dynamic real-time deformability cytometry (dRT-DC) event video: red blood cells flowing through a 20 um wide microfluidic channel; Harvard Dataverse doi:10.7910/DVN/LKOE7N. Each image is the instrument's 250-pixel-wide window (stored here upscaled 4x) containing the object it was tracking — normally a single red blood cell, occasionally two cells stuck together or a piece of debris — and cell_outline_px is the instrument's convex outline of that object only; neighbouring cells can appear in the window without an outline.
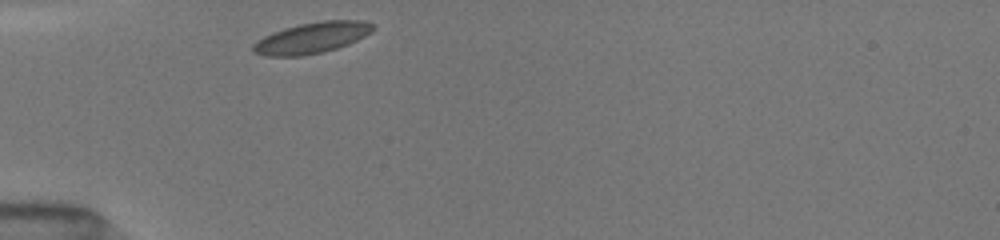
{"species": "common noctule bat (a hibernating species)", "species_latin": "Nyctalus noctula", "temperature_condition": "room temperature", "stored_images_in_passage": 29, "camera_frame_rate_fps": 3000, "um_per_image_px": 0.085, "animal": {"sex": "female", "body_mass_g": 19.5, "forearm_length_mm": 54.1}, "frame": {"image": 1, "passage_image": 1, "time_ms": 0.0, "image_size_px": [1000, 240], "cell_outline_px": [[376, 28], [372, 32], [348, 44], [324, 52], [300, 56], [268, 56], [252, 52], [252, 44], [256, 40], [272, 32], [284, 28], [300, 24], [324, 20], [360, 20], [372, 24]], "centroid_in_image_um": [26.49, 3.21], "position_along_channel_um": 58.5, "area_um2": 21.68}}
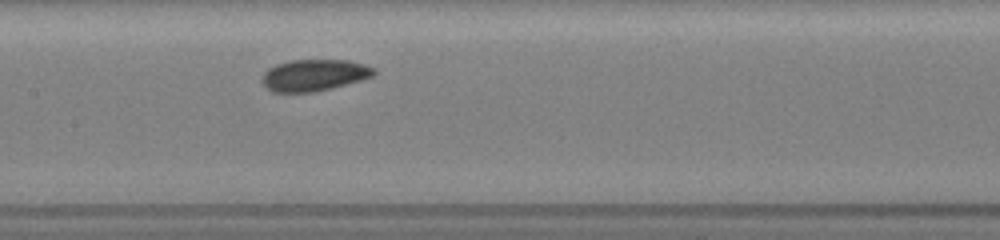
{"frame": {"image": 2, "passage_image": 11, "time_ms": 3.333, "image_size_px": [1000, 240], "cell_outline_px": [[376, 72], [372, 76], [360, 80], [332, 88], [316, 92], [272, 92], [260, 80], [264, 72], [268, 68], [276, 64], [292, 60], [348, 60], [364, 64], [376, 68]], "centroid_in_image_um": [26.69, 6.38], "position_along_channel_um": 180.7, "area_um2": 20.63}}
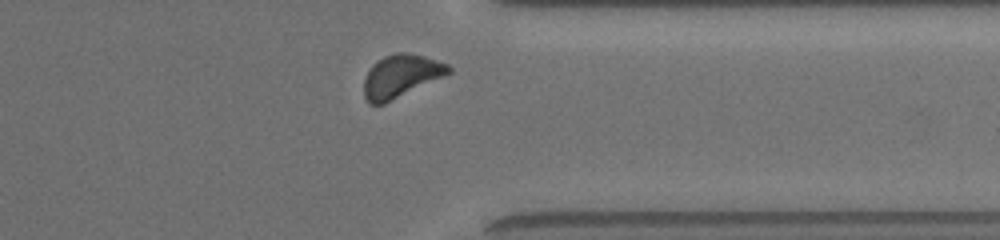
{"frame": {"image": 3, "passage_image": 26, "time_ms": 8.333, "image_size_px": [1000, 240], "cell_outline_px": [[452, 72], [444, 76], [384, 104], [368, 104], [364, 96], [364, 80], [372, 64], [376, 60], [384, 56], [396, 52], [404, 52], [424, 56], [448, 64], [452, 68]], "centroid_in_image_um": [34.06, 6.46], "position_along_channel_um": 377.3, "area_um2": 21.1}, "authors_computed_cell_mechanics": {"area_um2": 20.6346, "velocity_mm_per_s": 3.9615, "shape_relaxation_time_tau1_ms": 1.2767, "shape_relaxation_time_tau2_ms": null, "deformation_change_tau1": 0.0488, "deformation_change_tau2": null}}